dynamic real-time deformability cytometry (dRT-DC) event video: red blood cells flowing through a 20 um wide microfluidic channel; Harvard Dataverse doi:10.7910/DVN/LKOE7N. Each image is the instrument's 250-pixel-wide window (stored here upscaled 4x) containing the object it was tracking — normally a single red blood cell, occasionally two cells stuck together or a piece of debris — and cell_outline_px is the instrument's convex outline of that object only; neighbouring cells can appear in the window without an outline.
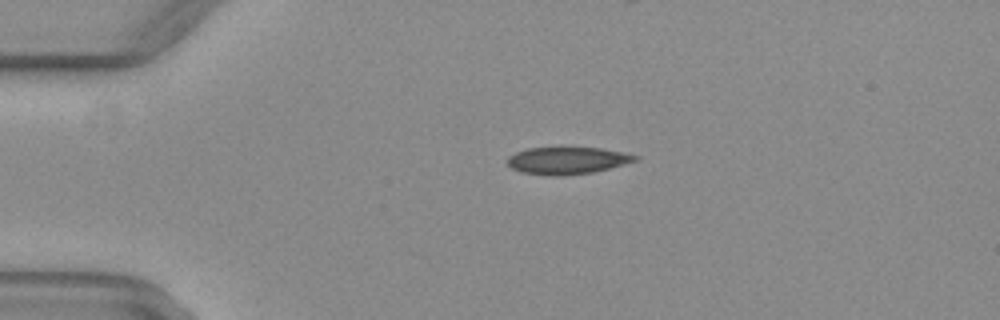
{"species": "common noctule bat (a hibernating species)", "species_latin": "Nyctalus noctula", "temperature_condition": "warm", "stored_images_in_passage": 12, "camera_frame_rate_fps": 3000, "um_per_image_px": 0.085, "animal": {"sex": "female", "body_mass_g": 29.2, "forearm_length_mm": 56.3}, "frame": {"image": 1, "passage_image": 1, "time_ms": 0.0, "image_size_px": [1000, 320], "cell_outline_px": [[640, 160], [592, 172], [560, 176], [552, 176], [524, 172], [512, 168], [508, 164], [508, 156], [516, 152], [528, 148], [600, 148], [624, 152], [640, 156]], "centroid_in_image_um": [48.26, 13.64], "position_along_channel_um": 36.7, "area_um2": 20.0}}
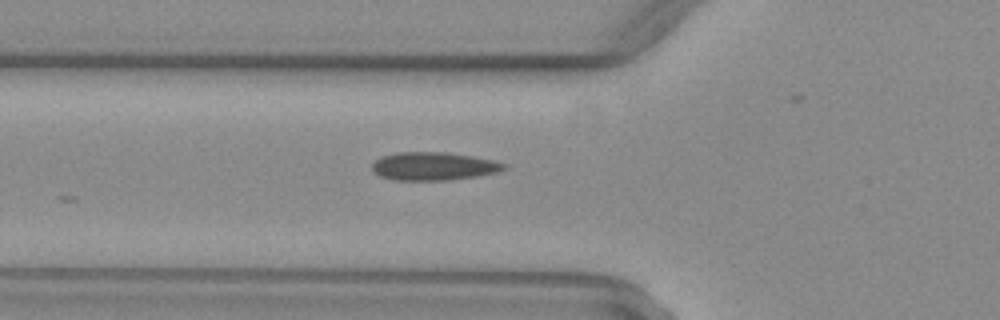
{"frame": {"image": 2, "passage_image": 8, "time_ms": 2.333, "image_size_px": [1000, 320], "cell_outline_px": [[508, 168], [496, 172], [476, 176], [448, 180], [392, 180], [380, 176], [372, 168], [372, 164], [380, 156], [396, 152], [444, 152], [472, 156], [492, 160], [508, 164]], "centroid_in_image_um": [36.85, 14.12], "position_along_channel_um": 89.0, "area_um2": 21.62}}